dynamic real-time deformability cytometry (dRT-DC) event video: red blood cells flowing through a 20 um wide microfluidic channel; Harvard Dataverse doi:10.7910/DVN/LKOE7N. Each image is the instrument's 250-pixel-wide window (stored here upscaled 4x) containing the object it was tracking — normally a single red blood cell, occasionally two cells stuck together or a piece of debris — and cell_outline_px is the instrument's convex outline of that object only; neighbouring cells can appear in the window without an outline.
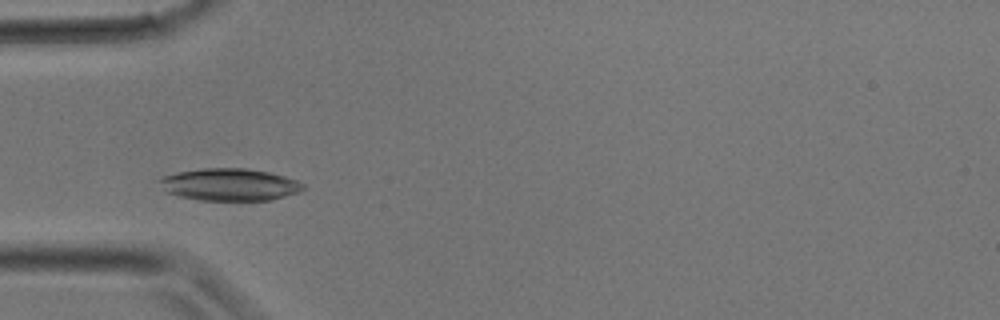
{"species": "common noctule bat (a hibernating species)", "species_latin": "Nyctalus noctula", "temperature_condition": "room temperature", "stored_images_in_passage": 21, "camera_frame_rate_fps": 3000, "um_per_image_px": 0.085, "animal": {"sex": "male", "body_mass_g": 17.9}, "frame": {"image": 1, "passage_image": 4, "time_ms": 1.0, "image_size_px": [1000, 320], "cell_outline_px": [[308, 188], [300, 192], [272, 200], [200, 200], [180, 196], [164, 192], [160, 180], [164, 176], [180, 172], [200, 168], [244, 168], [268, 172], [284, 176], [296, 180], [304, 184]], "centroid_in_image_um": [19.57, 15.69], "position_along_channel_um": 65.4, "area_um2": 26.93}}
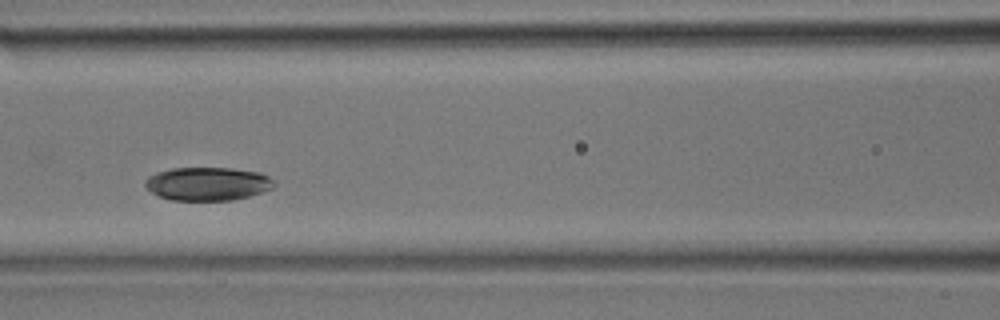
{"frame": {"image": 2, "passage_image": 8, "time_ms": 2.333, "image_size_px": [1000, 320], "cell_outline_px": [[276, 184], [272, 188], [264, 192], [232, 200], [172, 200], [160, 196], [152, 192], [144, 184], [144, 180], [148, 176], [156, 172], [172, 168], [232, 168], [260, 172], [268, 176]], "centroid_in_image_um": [17.65, 15.61], "position_along_channel_um": 148.9, "area_um2": 25.09}}
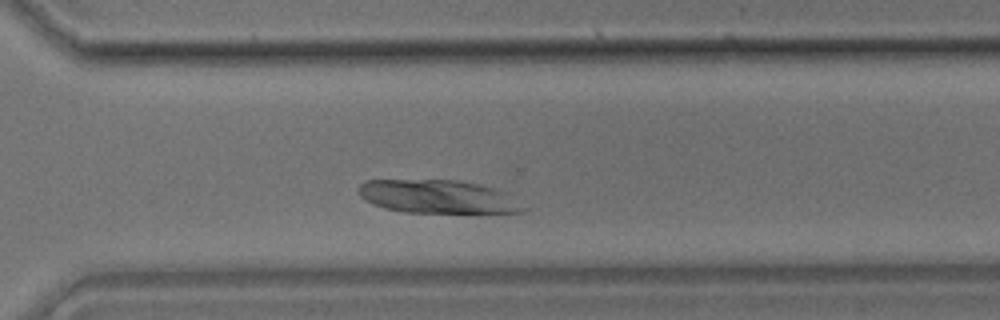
{"frame": {"image": 3, "passage_image": 17, "time_ms": 5.333, "image_size_px": [1000, 320], "cell_outline_px": [[528, 208], [524, 212], [404, 212], [384, 208], [372, 204], [360, 196], [360, 184], [364, 180], [460, 180], [480, 184], [496, 188], [504, 192]], "centroid_in_image_um": [37.22, 16.71], "position_along_channel_um": 333.4, "area_um2": 31.85}}